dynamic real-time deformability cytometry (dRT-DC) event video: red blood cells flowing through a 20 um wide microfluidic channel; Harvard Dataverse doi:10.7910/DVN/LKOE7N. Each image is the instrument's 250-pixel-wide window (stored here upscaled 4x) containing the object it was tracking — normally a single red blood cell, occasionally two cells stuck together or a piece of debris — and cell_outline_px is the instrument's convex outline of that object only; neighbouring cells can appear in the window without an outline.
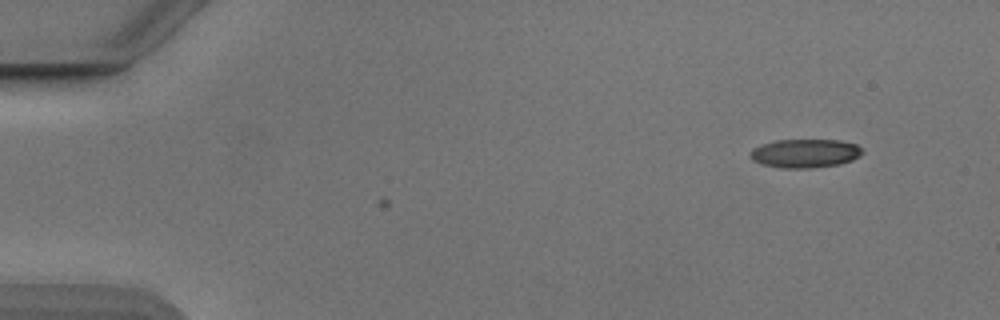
{"species": "Egyptian fruit bat (a non-hibernating species)", "species_latin": "Rousettus aegyptiacus", "temperature_condition": "cold", "stored_images_in_passage": 3, "camera_frame_rate_fps": 3000, "um_per_image_px": 0.085, "animal": {"sex": "male"}, "frame": {"image": 1, "passage_image": 1, "time_ms": 0.0, "image_size_px": [1000, 320], "cell_outline_px": [[864, 152], [860, 156], [852, 160], [840, 164], [812, 168], [780, 168], [764, 164], [752, 160], [748, 156], [752, 148], [776, 140], [840, 140], [856, 144]], "centroid_in_image_um": [68.43, 13.04], "position_along_channel_um": 16.6, "area_um2": 18.79}}